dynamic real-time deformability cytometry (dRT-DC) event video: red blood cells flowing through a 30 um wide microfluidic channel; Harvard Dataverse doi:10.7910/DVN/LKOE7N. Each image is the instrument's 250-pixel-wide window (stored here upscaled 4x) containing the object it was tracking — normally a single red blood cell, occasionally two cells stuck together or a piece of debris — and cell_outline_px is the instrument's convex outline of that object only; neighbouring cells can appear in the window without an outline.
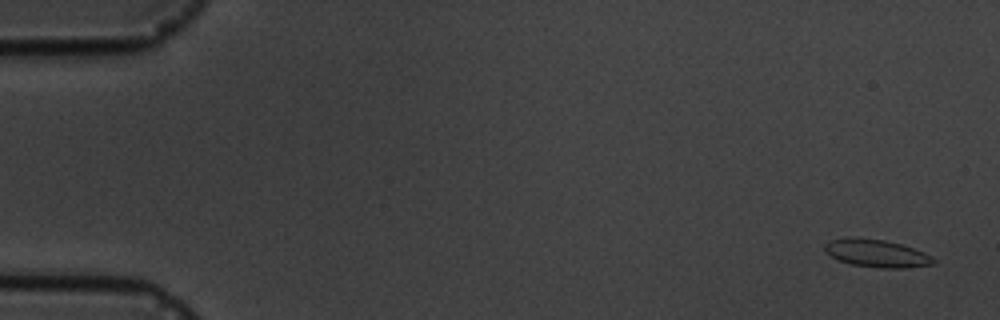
{"species": "common noctule bat (a hibernating species)", "species_latin": "Nyctalus noctula", "temperature_condition": "cold", "stored_images_in_passage": 6, "camera_frame_rate_fps": 3000, "um_per_image_px": 0.085, "animal": {"sex": "male", "body_mass_g": 19.5, "forearm_length_mm": 54.6}, "frame": {"image": 1, "passage_image": 1, "time_ms": 0.0, "image_size_px": [1000, 320], "cell_outline_px": [[936, 264], [908, 268], [880, 268], [852, 264], [840, 260], [824, 252], [824, 244], [828, 240], [884, 240], [900, 244], [924, 252], [932, 256], [936, 260]], "centroid_in_image_um": [74.6, 21.58], "position_along_channel_um": 10.4, "area_um2": 16.94}}
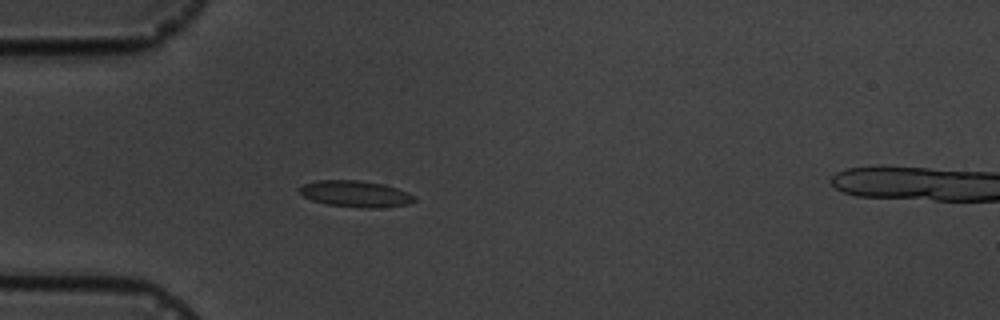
{"frame": {"image": 2, "passage_image": 5, "time_ms": 4.667, "image_size_px": [1000, 320], "cell_outline_px": [[416, 200], [408, 204], [380, 208], [368, 208], [328, 204], [312, 200], [304, 196], [300, 192], [300, 188], [304, 184], [316, 180], [360, 180], [384, 184], [408, 192], [416, 196]], "centroid_in_image_um": [30.26, 16.47], "position_along_channel_um": 54.7, "area_um2": 17.57}}